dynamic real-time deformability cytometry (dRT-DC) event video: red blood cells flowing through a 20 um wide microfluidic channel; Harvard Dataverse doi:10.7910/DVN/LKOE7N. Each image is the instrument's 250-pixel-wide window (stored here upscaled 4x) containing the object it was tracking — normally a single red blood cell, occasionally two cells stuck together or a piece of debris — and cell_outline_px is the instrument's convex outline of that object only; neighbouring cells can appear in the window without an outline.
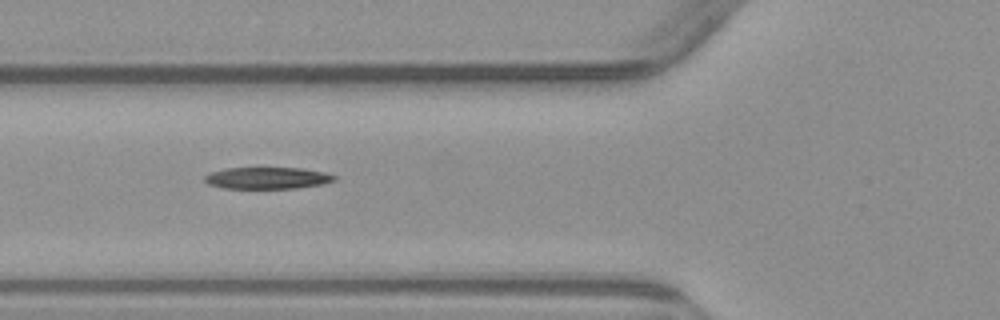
{"species": "common noctule bat (a hibernating species)", "species_latin": "Nyctalus noctula", "temperature_condition": "warm", "stored_images_in_passage": 8, "segment_of_instrument_passage": [2, 2], "camera_frame_rate_fps": 3000, "um_per_image_px": 0.085, "animal": {"sex": "male", "body_mass_g": 23.1, "forearm_length_mm": 52.7}, "frame": {"image": 1, "passage_image": 6, "time_ms": 6.0, "image_size_px": [1000, 320], "cell_outline_px": [[336, 180], [324, 184], [296, 188], [224, 188], [208, 184], [204, 180], [204, 176], [212, 172], [224, 168], [304, 168], [324, 172], [336, 176]], "centroid_in_image_um": [22.74, 15.13], "position_along_channel_um": 103.1, "area_um2": 16.42}}
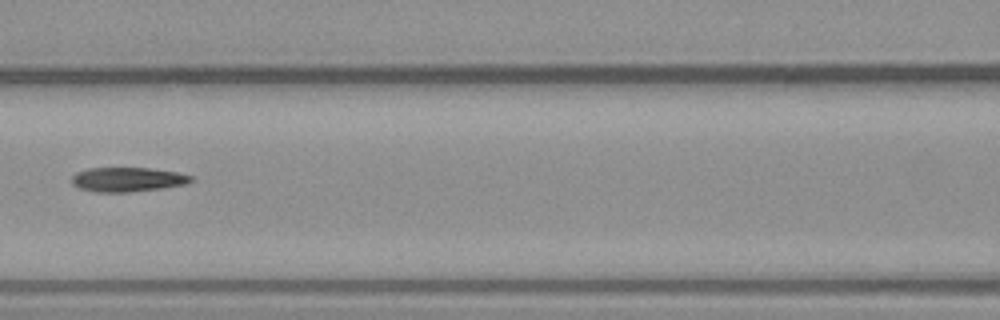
{"frame": {"image": 2, "passage_image": 7, "time_ms": 7.333, "image_size_px": [1000, 320], "cell_outline_px": [[196, 180], [188, 184], [160, 188], [128, 192], [96, 192], [80, 188], [72, 184], [72, 176], [76, 172], [88, 168], [148, 168], [176, 172], [192, 176]], "centroid_in_image_um": [10.86, 15.25], "position_along_channel_um": 155.7, "area_um2": 16.94}}
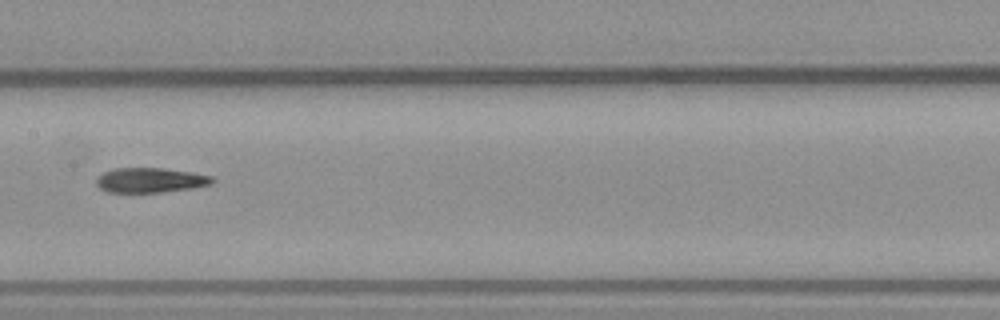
{"frame": {"image": 3, "passage_image": 8, "time_ms": 8.333, "image_size_px": [1000, 320], "cell_outline_px": [[216, 180], [208, 184], [192, 188], [160, 192], [108, 192], [100, 188], [96, 184], [96, 176], [112, 168], [160, 168], [192, 172], [212, 176]], "centroid_in_image_um": [12.73, 15.31], "position_along_channel_um": 194.7, "area_um2": 16.7}}